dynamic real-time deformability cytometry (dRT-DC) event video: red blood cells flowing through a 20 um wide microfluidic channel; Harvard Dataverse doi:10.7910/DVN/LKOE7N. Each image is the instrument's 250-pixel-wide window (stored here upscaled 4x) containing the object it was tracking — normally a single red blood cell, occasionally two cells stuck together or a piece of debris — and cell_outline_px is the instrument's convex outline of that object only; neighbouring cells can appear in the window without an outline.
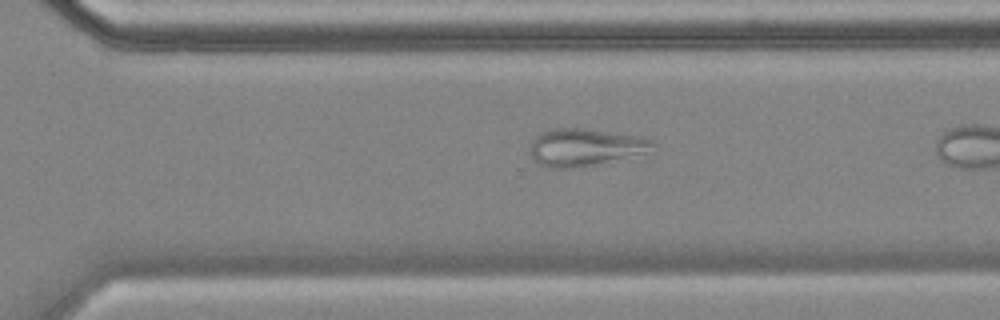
{"species": "common noctule bat (a hibernating species)", "species_latin": "Nyctalus noctula", "temperature_condition": "cold", "stored_images_in_passage": 34, "camera_frame_rate_fps": 3000, "um_per_image_px": 0.085, "animal": {"sex": "female", "body_mass_g": 18.4}, "frame": {"image": 1, "passage_image": 29, "time_ms": 9.333, "image_size_px": [1000, 320], "cell_outline_px": [[656, 144], [644, 152], [600, 164], [580, 168], [548, 168], [540, 164], [528, 152], [528, 148], [532, 140], [540, 132], [552, 128], [584, 128], [644, 136], [652, 140]], "centroid_in_image_um": [49.68, 12.51], "position_along_channel_um": 320.9, "area_um2": 26.99}}